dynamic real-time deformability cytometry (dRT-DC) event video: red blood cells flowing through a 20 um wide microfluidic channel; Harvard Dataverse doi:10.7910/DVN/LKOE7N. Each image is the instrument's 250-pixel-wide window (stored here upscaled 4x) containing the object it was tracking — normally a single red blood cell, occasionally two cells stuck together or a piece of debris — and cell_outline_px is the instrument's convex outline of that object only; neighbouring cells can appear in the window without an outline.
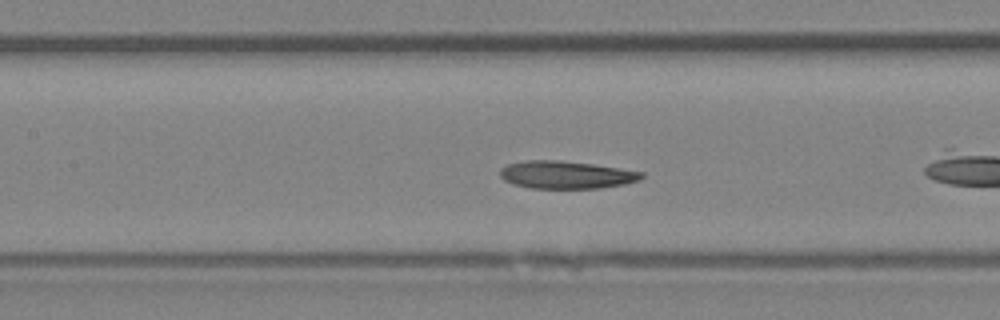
{"species": "Egyptian fruit bat (a non-hibernating species)", "species_latin": "Rousettus aegyptiacus", "temperature_condition": "room temperature", "stored_images_in_passage": 28, "camera_frame_rate_fps": 3000, "um_per_image_px": 0.085, "animal": {"sex": "female"}, "frame": {"image": 1, "passage_image": 8, "time_ms": 2.333, "image_size_px": [1000, 320], "cell_outline_px": [[644, 176], [640, 180], [624, 184], [600, 188], [528, 188], [512, 184], [504, 180], [500, 176], [500, 168], [508, 164], [524, 160], [560, 160], [592, 164], [644, 172]], "centroid_in_image_um": [48.1, 14.86], "position_along_channel_um": 159.3, "area_um2": 22.89}, "authors_computed_cell_mechanics": {"area_um2": 23.0911, "velocity_mm_per_s": 4.1935, "shape_relaxation_time_tau1_ms": 5.9138, "shape_relaxation_time_tau2_ms": null, "deformation_change_tau1": 0.0985, "deformation_change_tau2": null}}